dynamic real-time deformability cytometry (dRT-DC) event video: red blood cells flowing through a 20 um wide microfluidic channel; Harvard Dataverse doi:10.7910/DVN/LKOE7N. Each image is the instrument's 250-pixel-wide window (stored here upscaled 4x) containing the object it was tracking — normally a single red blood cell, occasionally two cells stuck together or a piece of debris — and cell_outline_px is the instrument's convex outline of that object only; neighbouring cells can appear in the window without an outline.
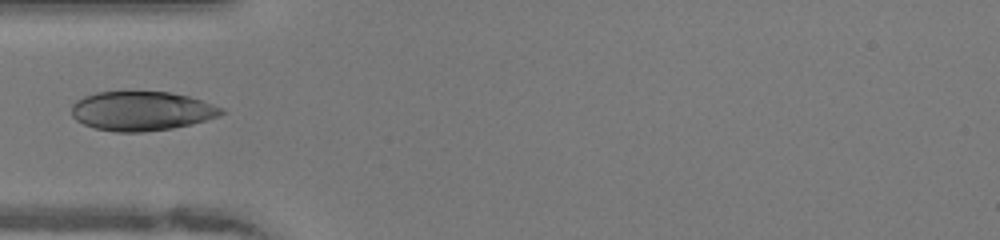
{"species": "human", "species_latin": "Homo sapiens", "temperature_condition": "warm", "stored_images_in_passage": 35, "camera_frame_rate_fps": 3000, "um_per_image_px": 0.085, "donor": {"sex": "female"}, "frame": {"image": 1, "passage_image": 1, "time_ms": 0.0, "image_size_px": [1000, 240], "cell_outline_px": [[224, 112], [220, 116], [192, 124], [172, 128], [144, 132], [116, 132], [96, 128], [84, 124], [76, 120], [72, 116], [72, 104], [76, 100], [84, 96], [96, 92], [168, 92], [188, 96], [224, 108]], "centroid_in_image_um": [12.03, 9.44], "position_along_channel_um": 73.0, "area_um2": 34.22}}
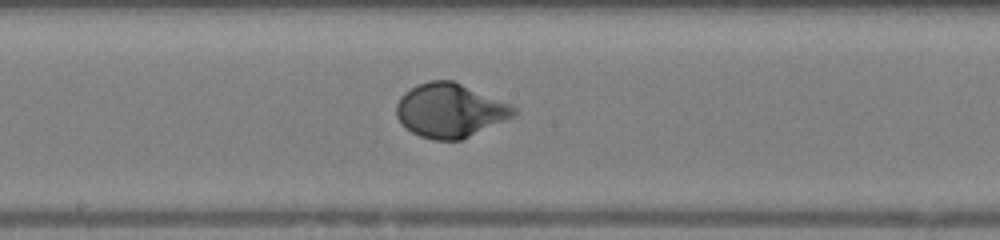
{"frame": {"image": 2, "passage_image": 11, "time_ms": 3.333, "image_size_px": [1000, 240], "cell_outline_px": [[516, 112], [512, 116], [460, 140], [432, 140], [420, 136], [412, 132], [396, 116], [396, 104], [400, 96], [404, 92], [428, 80], [452, 80], [508, 104], [516, 108]], "centroid_in_image_um": [38.18, 9.38], "position_along_channel_um": 210.0, "area_um2": 36.01}}
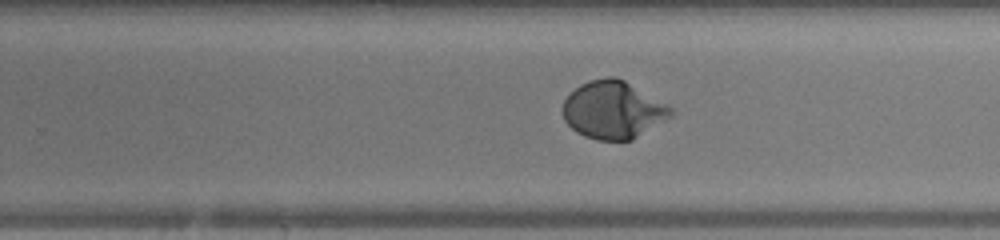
{"frame": {"image": 3, "passage_image": 16, "time_ms": 5.0, "image_size_px": [1000, 240], "cell_outline_px": [[676, 112], [672, 116], [632, 140], [596, 140], [584, 136], [576, 132], [564, 120], [564, 100], [580, 84], [588, 80], [608, 76], [616, 76], [624, 80], [672, 108]], "centroid_in_image_um": [52.11, 9.34], "position_along_channel_um": 277.7, "area_um2": 36.01}}